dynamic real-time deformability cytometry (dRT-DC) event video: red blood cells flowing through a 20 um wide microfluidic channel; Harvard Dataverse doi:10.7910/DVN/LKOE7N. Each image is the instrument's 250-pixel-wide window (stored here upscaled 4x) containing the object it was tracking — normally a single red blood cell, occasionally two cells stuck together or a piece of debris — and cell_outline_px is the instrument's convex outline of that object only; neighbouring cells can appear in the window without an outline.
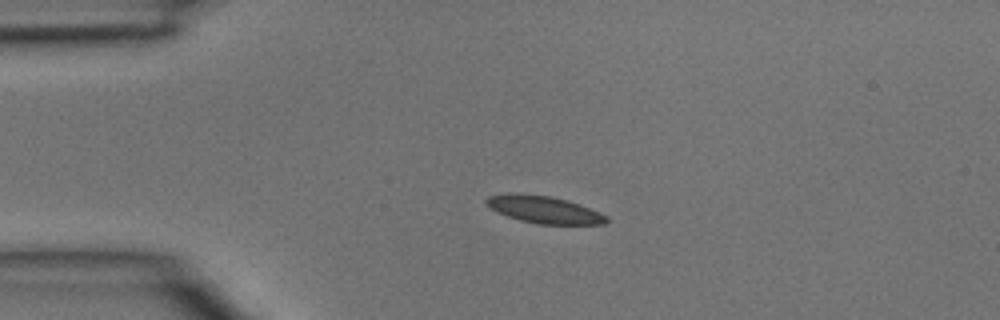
{"species": "common noctule bat (a hibernating species)", "species_latin": "Nyctalus noctula", "temperature_condition": "room temperature", "stored_images_in_passage": 2, "camera_frame_rate_fps": 3000, "um_per_image_px": 0.085, "animal": {"sex": "male", "body_mass_g": 15.6}, "frame": {"image": 1, "passage_image": 2, "time_ms": 0.333, "image_size_px": [1000, 320], "cell_outline_px": [[608, 220], [604, 224], [540, 224], [520, 220], [496, 212], [484, 204], [484, 200], [488, 196], [552, 196], [568, 200], [580, 204], [600, 212], [608, 216]], "centroid_in_image_um": [46.33, 17.86], "position_along_channel_um": 38.7, "area_um2": 18.38}}